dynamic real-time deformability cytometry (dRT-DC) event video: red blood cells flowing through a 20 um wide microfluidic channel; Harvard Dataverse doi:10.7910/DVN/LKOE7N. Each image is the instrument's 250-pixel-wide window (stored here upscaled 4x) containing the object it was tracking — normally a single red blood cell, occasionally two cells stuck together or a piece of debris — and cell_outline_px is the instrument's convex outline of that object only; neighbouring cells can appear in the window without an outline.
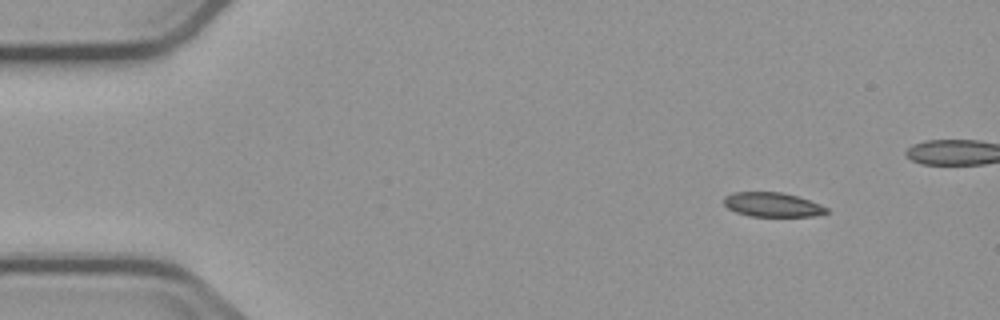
{"species": "common noctule bat (a hibernating species)", "species_latin": "Nyctalus noctula", "temperature_condition": "cold", "stored_images_in_passage": 4, "camera_frame_rate_fps": 3000, "um_per_image_px": 0.085, "animal": {"sex": "male", "body_mass_g": 23.1, "forearm_length_mm": 52.7}, "frame": {"image": 1, "passage_image": 1, "time_ms": 0.0, "image_size_px": [1000, 320], "cell_outline_px": [[828, 212], [816, 216], [748, 216], [736, 212], [728, 208], [724, 204], [724, 196], [732, 192], [780, 192], [796, 196], [820, 204], [828, 208]], "centroid_in_image_um": [65.63, 17.4], "position_along_channel_um": 19.4, "area_um2": 14.51}}